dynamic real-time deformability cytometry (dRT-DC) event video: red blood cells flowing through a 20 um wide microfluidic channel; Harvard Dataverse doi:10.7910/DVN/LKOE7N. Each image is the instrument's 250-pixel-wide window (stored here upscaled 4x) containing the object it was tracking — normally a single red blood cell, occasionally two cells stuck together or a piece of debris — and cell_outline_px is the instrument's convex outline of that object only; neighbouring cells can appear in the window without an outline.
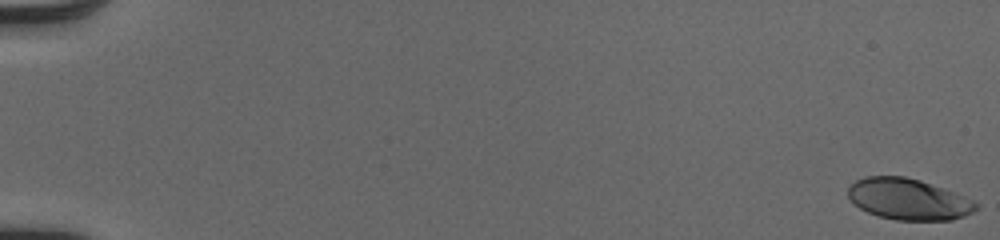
{"species": "human", "species_latin": "Homo sapiens", "temperature_condition": "cold", "stored_images_in_passage": 53, "camera_frame_rate_fps": 3000, "um_per_image_px": 0.085, "donor": {"sex": "male"}, "frame": {"image": 1, "passage_image": 1, "time_ms": 0.0, "image_size_px": [1000, 240], "cell_outline_px": [[976, 208], [972, 212], [964, 216], [952, 220], [896, 220], [880, 216], [868, 212], [860, 208], [848, 196], [848, 184], [864, 176], [904, 176], [920, 180], [944, 188], [972, 200], [976, 204]], "centroid_in_image_um": [77.17, 16.92], "position_along_channel_um": 7.8, "area_um2": 30.52}}
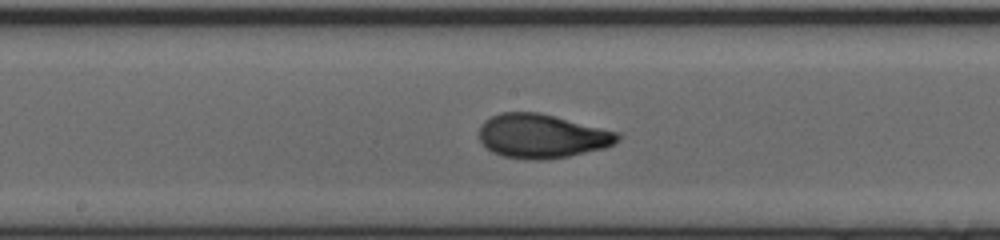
{"frame": {"image": 2, "passage_image": 30, "time_ms": 9.667, "image_size_px": [1000, 240], "cell_outline_px": [[620, 140], [604, 148], [568, 156], [544, 160], [532, 160], [504, 156], [492, 152], [480, 140], [480, 124], [484, 120], [500, 112], [536, 112], [620, 132]], "centroid_in_image_um": [46.06, 11.57], "position_along_channel_um": 202.1, "area_um2": 35.32}}
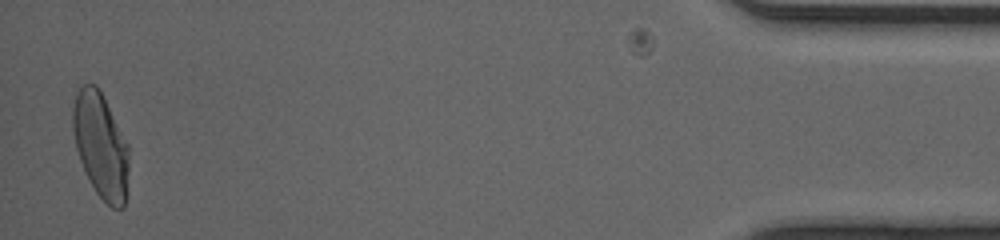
{"frame": {"image": 3, "passage_image": 52, "time_ms": 17.0, "image_size_px": [1000, 240], "cell_outline_px": [[128, 168], [124, 208], [112, 208], [96, 192], [80, 160], [76, 148], [72, 132], [72, 108], [76, 92], [84, 84], [96, 84], [128, 144]], "centroid_in_image_um": [8.54, 12.35], "position_along_channel_um": 426.7, "area_um2": 33.81}, "authors_computed_cell_mechanics": {"area_um2": 33.4084, "velocity_mm_per_s": 4.1152, "shape_relaxation_time_tau1_ms": 3.3157, "shape_relaxation_time_tau2_ms": null, "deformation_change_tau1": 0.1685, "deformation_change_tau2": null}}